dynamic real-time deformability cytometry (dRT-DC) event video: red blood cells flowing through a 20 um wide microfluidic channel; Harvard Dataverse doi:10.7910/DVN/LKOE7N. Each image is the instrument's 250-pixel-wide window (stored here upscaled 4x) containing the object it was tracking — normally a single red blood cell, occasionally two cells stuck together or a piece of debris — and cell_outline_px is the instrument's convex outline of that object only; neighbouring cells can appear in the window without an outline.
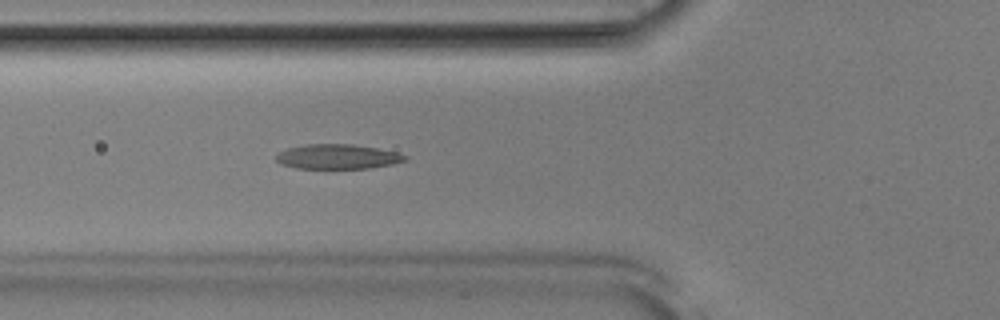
{"species": "Egyptian fruit bat (a non-hibernating species)", "species_latin": "Rousettus aegyptiacus", "temperature_condition": "room temperature", "stored_images_in_passage": 40, "camera_frame_rate_fps": 3000, "um_per_image_px": 0.085, "animal": {"sex": "male"}, "frame": {"image": 1, "passage_image": 7, "time_ms": 2.0, "image_size_px": [1000, 320], "cell_outline_px": [[408, 160], [392, 164], [368, 168], [296, 168], [280, 164], [276, 160], [276, 156], [280, 152], [288, 148], [304, 144], [352, 144], [376, 148], [396, 152], [408, 156]], "centroid_in_image_um": [28.69, 13.31], "position_along_channel_um": 97.1, "area_um2": 18.5}}
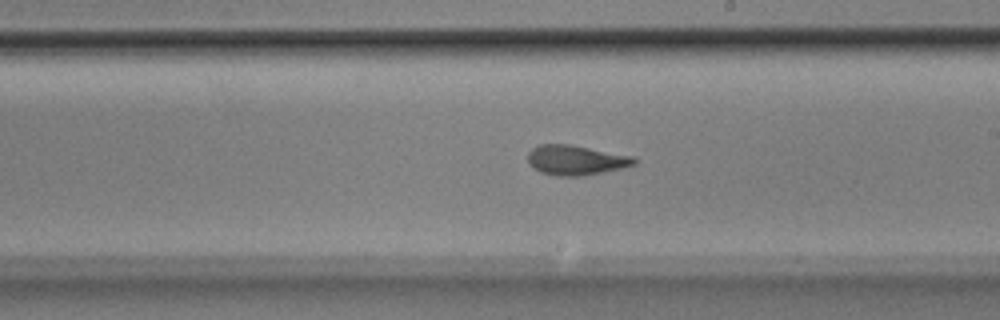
{"frame": {"image": 2, "passage_image": 18, "time_ms": 5.667, "image_size_px": [1000, 320], "cell_outline_px": [[636, 164], [620, 168], [580, 176], [556, 176], [540, 172], [532, 168], [528, 164], [528, 152], [532, 148], [540, 144], [568, 144], [636, 156]], "centroid_in_image_um": [48.92, 13.6], "position_along_channel_um": 240.1, "area_um2": 18.55}}
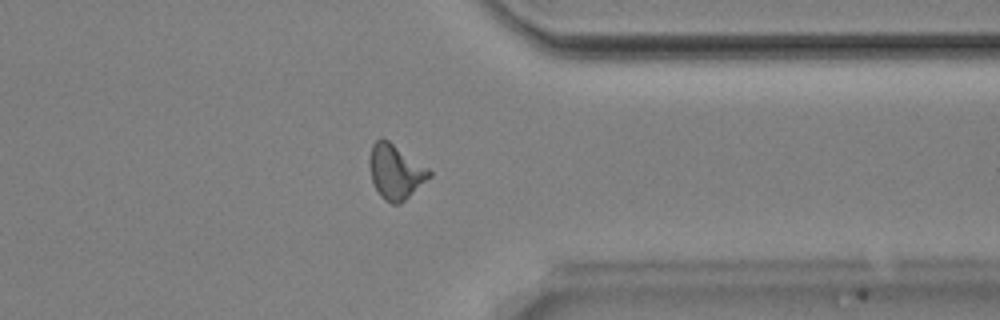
{"frame": {"image": 3, "passage_image": 29, "time_ms": 9.333, "image_size_px": [1000, 320], "cell_outline_px": [[432, 176], [400, 204], [392, 204], [384, 200], [380, 196], [372, 180], [368, 164], [368, 160], [372, 144], [380, 136], [384, 136], [428, 168], [432, 172]], "centroid_in_image_um": [33.6, 14.56], "position_along_channel_um": 377.8, "area_um2": 19.31}, "authors_computed_cell_mechanics": {"area_um2": 18.2359, "velocity_mm_per_s": 3.8917, "shape_relaxation_time_tau1_ms": 4.6911, "shape_relaxation_time_tau2_ms": 2.254, "deformation_change_tau1": 0.1737, "deformation_change_tau2": 0.0966}}